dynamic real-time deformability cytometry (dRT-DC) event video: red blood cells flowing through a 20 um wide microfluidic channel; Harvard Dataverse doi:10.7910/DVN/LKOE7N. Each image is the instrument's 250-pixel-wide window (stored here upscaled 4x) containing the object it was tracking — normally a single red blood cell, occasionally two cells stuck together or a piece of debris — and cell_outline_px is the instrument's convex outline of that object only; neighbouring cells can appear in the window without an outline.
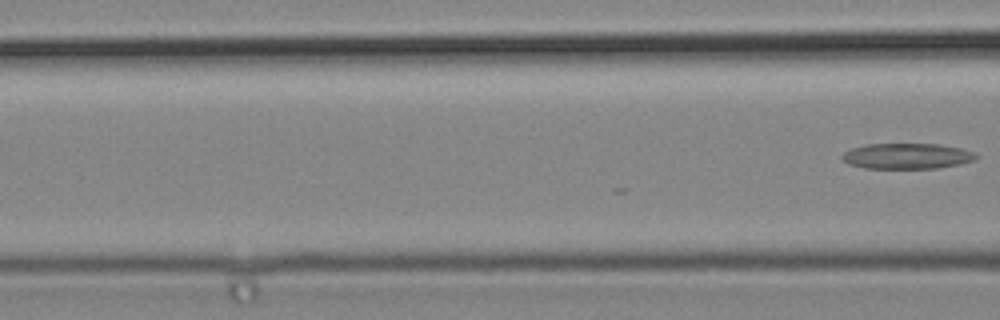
{"species": "common noctule bat (a hibernating species)", "species_latin": "Nyctalus noctula", "temperature_condition": "cold", "stored_images_in_passage": 3, "segment_of_instrument_passage": [2, 2], "camera_frame_rate_fps": 3000, "um_per_image_px": 0.085, "animal": {"sex": "male", "body_mass_g": 19.2, "forearm_length_mm": 51.8}, "frame": {"image": 1, "passage_image": 3, "time_ms": 0.667, "image_size_px": [1000, 320], "cell_outline_px": [[980, 156], [976, 160], [960, 164], [936, 168], [864, 168], [848, 164], [840, 156], [844, 152], [852, 148], [864, 144], [936, 144], [960, 148], [976, 152]], "centroid_in_image_um": [77.12, 13.26], "position_along_channel_um": 89.5, "area_um2": 20.11}}